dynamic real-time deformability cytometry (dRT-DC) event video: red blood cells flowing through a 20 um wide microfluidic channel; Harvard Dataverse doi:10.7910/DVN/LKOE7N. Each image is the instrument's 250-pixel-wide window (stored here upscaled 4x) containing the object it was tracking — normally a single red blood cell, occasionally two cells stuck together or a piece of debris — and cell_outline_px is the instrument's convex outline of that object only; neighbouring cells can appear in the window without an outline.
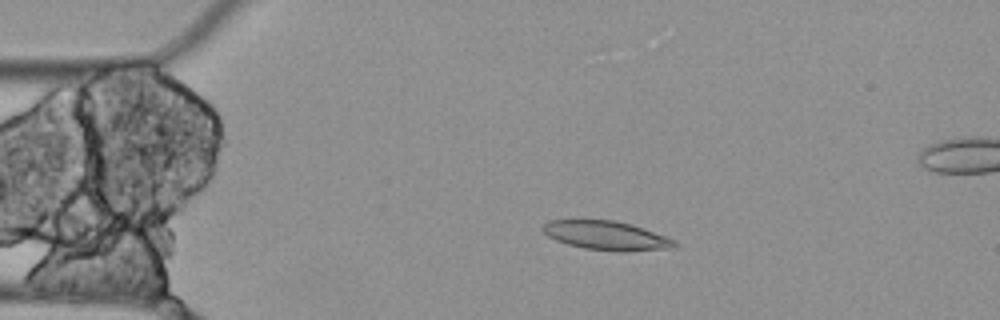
{"species": "Egyptian fruit bat (a non-hibernating species)", "species_latin": "Rousettus aegyptiacus", "temperature_condition": "cold", "stored_images_in_passage": 5, "camera_frame_rate_fps": 3000, "um_per_image_px": 0.085, "animal": {"sex": "female"}, "frame": {"image": 1, "passage_image": 3, "time_ms": 0.667, "image_size_px": [1000, 320], "cell_outline_px": [[680, 244], [676, 248], [624, 252], [620, 252], [584, 248], [568, 244], [556, 240], [548, 236], [540, 228], [548, 220], [612, 220], [632, 224], [676, 240]], "centroid_in_image_um": [51.59, 20.03], "position_along_channel_um": 33.4, "area_um2": 22.43}}